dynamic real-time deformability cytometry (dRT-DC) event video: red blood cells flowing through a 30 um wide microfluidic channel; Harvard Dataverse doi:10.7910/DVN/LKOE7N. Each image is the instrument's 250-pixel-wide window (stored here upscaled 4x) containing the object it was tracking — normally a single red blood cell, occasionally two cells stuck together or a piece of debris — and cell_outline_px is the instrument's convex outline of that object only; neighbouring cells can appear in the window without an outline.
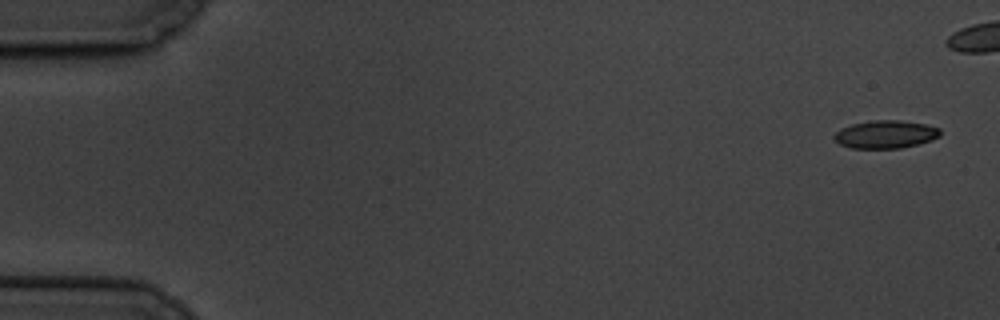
{"species": "common noctule bat (a hibernating species)", "species_latin": "Nyctalus noctula", "temperature_condition": "cold", "stored_images_in_passage": 8, "camera_frame_rate_fps": 3000, "um_per_image_px": 0.085, "animal": {"sex": "male", "body_mass_g": 19.5, "forearm_length_mm": 54.6}, "frame": {"image": 1, "passage_image": 1, "time_ms": 0.0, "image_size_px": [1000, 320], "cell_outline_px": [[940, 136], [932, 140], [900, 148], [852, 148], [840, 144], [832, 136], [840, 128], [852, 124], [872, 120], [900, 120], [928, 124], [940, 128]], "centroid_in_image_um": [75.28, 11.41], "position_along_channel_um": 9.7, "area_um2": 17.28}}
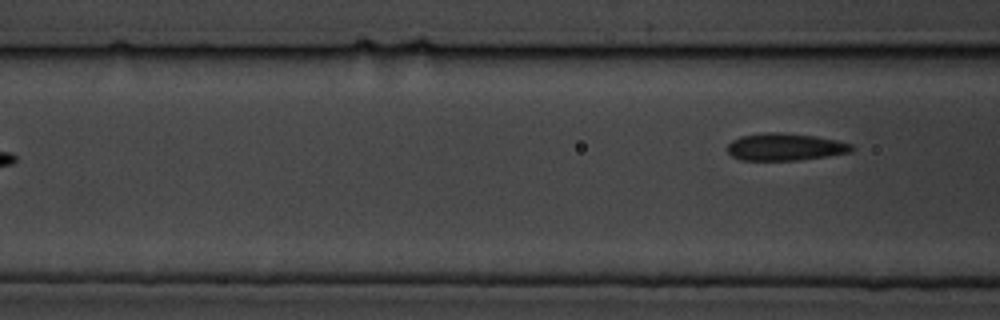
{"frame": {"image": 2, "passage_image": 8, "time_ms": 8.667, "image_size_px": [1000, 320], "cell_outline_px": [[856, 148], [852, 152], [828, 156], [800, 160], [740, 160], [732, 156], [728, 152], [728, 144], [732, 140], [740, 136], [764, 132], [780, 132], [816, 136], [836, 140], [852, 144]], "centroid_in_image_um": [66.76, 12.48], "position_along_channel_um": 99.8, "area_um2": 19.94}}